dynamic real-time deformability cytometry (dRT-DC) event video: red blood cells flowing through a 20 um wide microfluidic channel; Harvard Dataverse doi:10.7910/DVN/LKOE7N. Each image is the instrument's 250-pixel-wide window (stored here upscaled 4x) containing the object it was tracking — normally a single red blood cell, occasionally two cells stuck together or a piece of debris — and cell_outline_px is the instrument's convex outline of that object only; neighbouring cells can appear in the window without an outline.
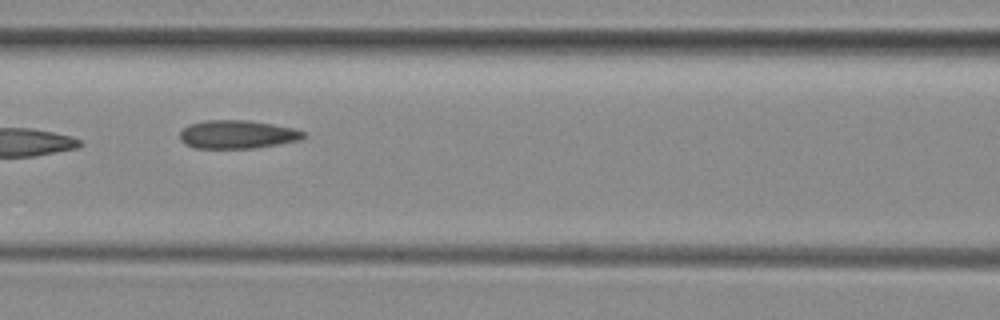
{"species": "common noctule bat (a hibernating species)", "species_latin": "Nyctalus noctula", "temperature_condition": "room temperature", "stored_images_in_passage": 8, "camera_frame_rate_fps": 3000, "um_per_image_px": 0.085, "animal": {"sex": "female", "body_mass_g": 29.2, "forearm_length_mm": 56.3}, "frame": {"image": 1, "passage_image": 5, "time_ms": 4.667, "image_size_px": [1000, 320], "cell_outline_px": [[308, 136], [300, 140], [252, 148], [196, 148], [184, 144], [180, 140], [180, 132], [188, 124], [204, 120], [248, 120], [296, 128], [304, 132]], "centroid_in_image_um": [20.17, 11.42], "position_along_channel_um": 146.4, "area_um2": 20.52}}
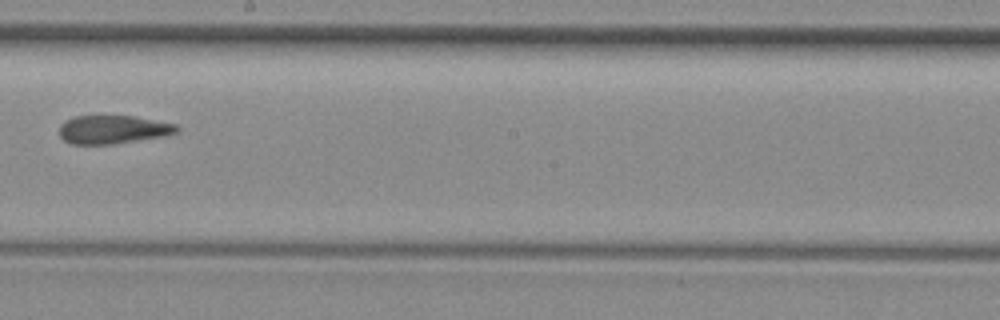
{"frame": {"image": 2, "passage_image": 7, "time_ms": 7.0, "image_size_px": [1000, 320], "cell_outline_px": [[180, 132], [168, 136], [112, 144], [72, 144], [64, 140], [60, 136], [60, 124], [64, 120], [76, 116], [136, 116], [176, 124], [180, 128]], "centroid_in_image_um": [9.66, 11.01], "position_along_channel_um": 238.5, "area_um2": 19.71}}
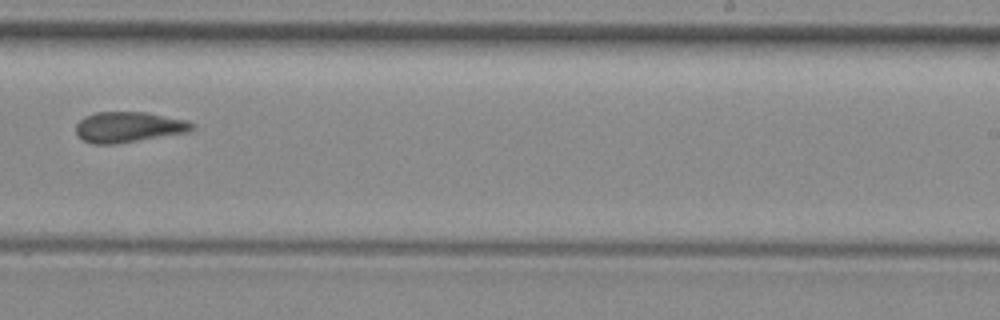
{"frame": {"image": 3, "passage_image": 8, "time_ms": 8.0, "image_size_px": [1000, 320], "cell_outline_px": [[196, 128], [188, 132], [116, 144], [92, 144], [76, 136], [76, 124], [84, 116], [96, 112], [144, 112], [188, 120], [196, 124]], "centroid_in_image_um": [10.94, 10.8], "position_along_channel_um": 278.1, "area_um2": 20.87}}